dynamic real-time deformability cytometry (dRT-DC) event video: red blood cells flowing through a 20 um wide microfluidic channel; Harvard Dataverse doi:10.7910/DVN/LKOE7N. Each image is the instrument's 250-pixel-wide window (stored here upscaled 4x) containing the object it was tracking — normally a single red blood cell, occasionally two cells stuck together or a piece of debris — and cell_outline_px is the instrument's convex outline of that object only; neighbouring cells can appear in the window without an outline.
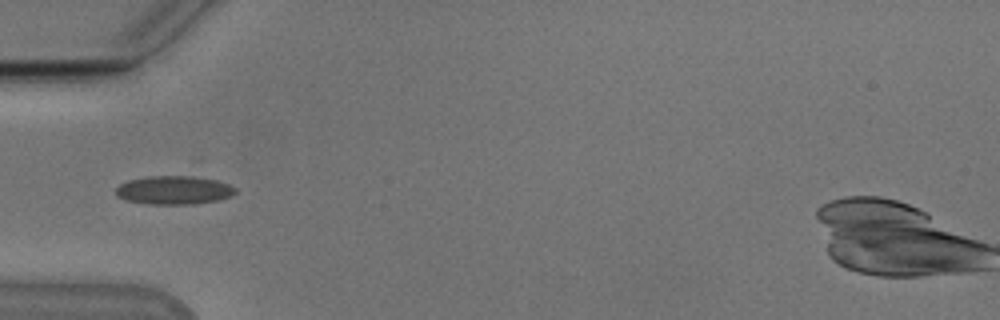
{"species": "Egyptian fruit bat (a non-hibernating species)", "species_latin": "Rousettus aegyptiacus", "temperature_condition": "cold", "stored_images_in_passage": 23, "camera_frame_rate_fps": 3000, "um_per_image_px": 0.085, "animal": {"sex": "male"}, "frame": {"image": 1, "passage_image": 1, "time_ms": 0.0, "image_size_px": [1000, 320], "cell_outline_px": [[236, 192], [232, 196], [216, 200], [192, 204], [148, 204], [124, 200], [116, 196], [116, 188], [120, 184], [128, 180], [148, 176], [192, 176], [216, 180], [228, 184], [236, 188]], "centroid_in_image_um": [14.76, 16.16], "position_along_channel_um": 70.2, "area_um2": 19.88}}
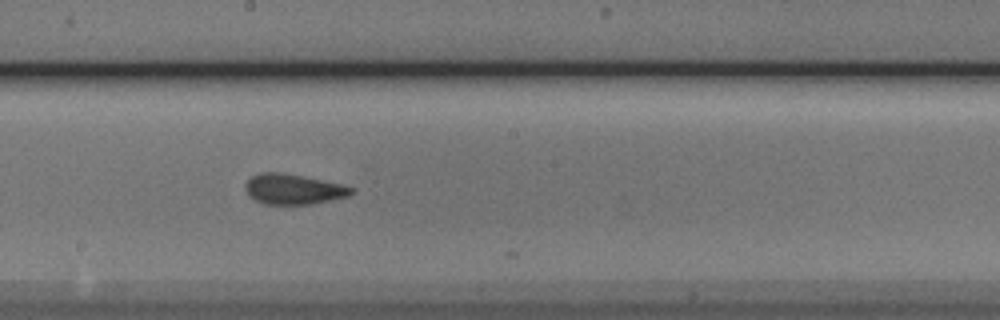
{"frame": {"image": 2, "passage_image": 13, "time_ms": 4.0, "image_size_px": [1000, 320], "cell_outline_px": [[352, 192], [348, 196], [332, 200], [308, 204], [264, 204], [248, 196], [244, 188], [244, 184], [252, 176], [260, 172], [280, 172], [340, 184], [352, 188]], "centroid_in_image_um": [24.86, 16.08], "position_along_channel_um": 223.3, "area_um2": 18.44}}
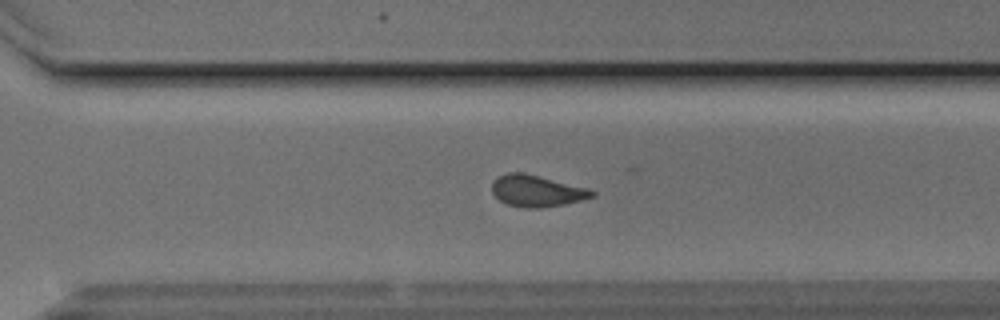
{"frame": {"image": 3, "passage_image": 21, "time_ms": 6.667, "image_size_px": [1000, 320], "cell_outline_px": [[596, 196], [564, 204], [536, 208], [524, 208], [504, 204], [492, 192], [492, 184], [500, 176], [508, 172], [524, 172], [588, 188], [596, 192]], "centroid_in_image_um": [45.63, 16.23], "position_along_channel_um": 325.0, "area_um2": 18.32}}